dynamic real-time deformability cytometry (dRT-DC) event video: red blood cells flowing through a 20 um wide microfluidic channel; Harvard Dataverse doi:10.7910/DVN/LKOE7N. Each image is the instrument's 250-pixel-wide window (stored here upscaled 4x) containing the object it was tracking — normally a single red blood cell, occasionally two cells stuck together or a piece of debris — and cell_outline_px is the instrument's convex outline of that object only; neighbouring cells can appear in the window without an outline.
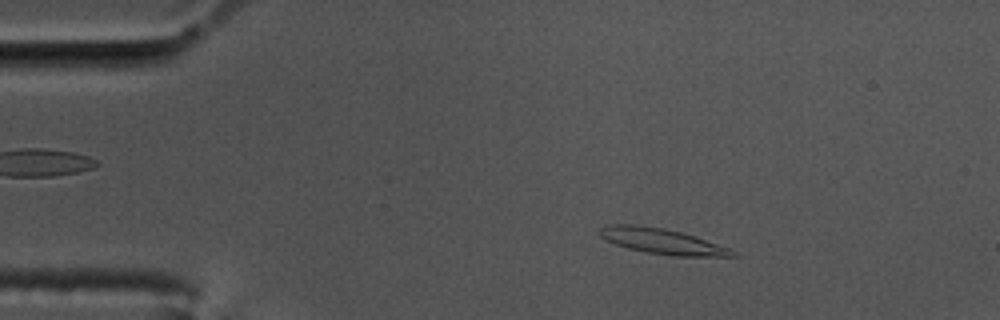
{"species": "common noctule bat (a hibernating species)", "species_latin": "Nyctalus noctula", "temperature_condition": "cold", "stored_images_in_passage": 57, "camera_frame_rate_fps": 3000, "um_per_image_px": 0.085, "animal": {"sex": "male", "body_mass_g": 17.5, "forearm_length_mm": 52.3}, "frame": {"image": 1, "passage_image": 9, "time_ms": 2.667, "image_size_px": [1000, 320], "cell_outline_px": [[740, 256], [672, 256], [648, 252], [628, 248], [616, 244], [600, 236], [596, 232], [600, 228], [608, 224], [636, 224], [664, 228], [680, 232], [728, 248], [736, 252]], "centroid_in_image_um": [56.21, 20.49], "position_along_channel_um": 28.8, "area_um2": 19.42}}
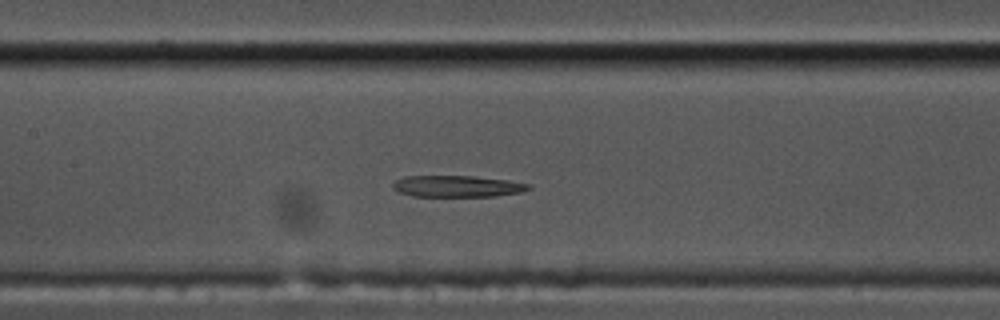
{"frame": {"image": 2, "passage_image": 26, "time_ms": 8.333, "image_size_px": [1000, 320], "cell_outline_px": [[532, 188], [524, 192], [496, 196], [412, 196], [400, 192], [392, 188], [392, 184], [396, 180], [404, 176], [472, 176], [508, 180], [532, 184]], "centroid_in_image_um": [38.91, 15.83], "position_along_channel_um": 168.5, "area_um2": 17.11}}
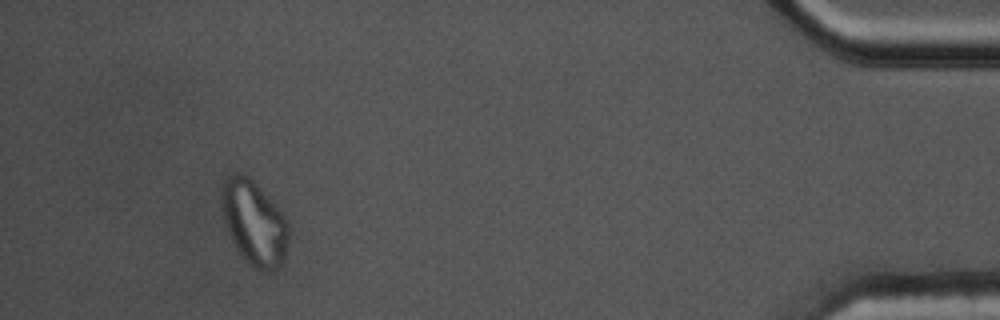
{"frame": {"image": 3, "passage_image": 53, "time_ms": 17.333, "image_size_px": [1000, 320], "cell_outline_px": [[292, 228], [284, 264], [268, 272], [256, 268], [244, 260], [232, 240], [228, 232], [224, 220], [224, 180], [232, 172], [244, 172], [276, 204]], "centroid_in_image_um": [21.69, 18.97], "position_along_channel_um": 413.5, "area_um2": 33.0}, "authors_computed_cell_mechanics": {"area_um2": 19.4208, "velocity_mm_per_s": 3.4474, "shape_relaxation_time_tau1_ms": null, "shape_relaxation_time_tau2_ms": 4.28, "deformation_change_tau1": null, "deformation_change_tau2": 0.1279}}